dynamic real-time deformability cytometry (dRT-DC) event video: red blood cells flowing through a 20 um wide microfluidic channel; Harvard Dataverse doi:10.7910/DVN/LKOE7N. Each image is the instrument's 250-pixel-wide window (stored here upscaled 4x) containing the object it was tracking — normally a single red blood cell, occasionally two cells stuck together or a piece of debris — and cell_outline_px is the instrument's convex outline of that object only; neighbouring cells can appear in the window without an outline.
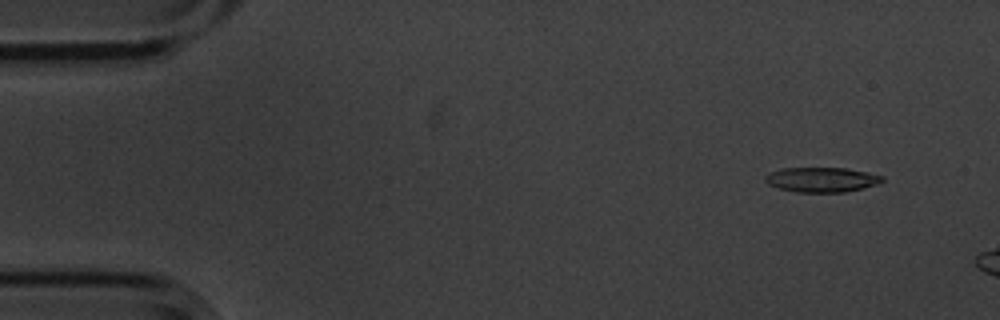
{"species": "common noctule bat (a hibernating species)", "species_latin": "Nyctalus noctula", "temperature_condition": "cold", "stored_images_in_passage": 4, "camera_frame_rate_fps": 3000, "um_per_image_px": 0.085, "animal": {"sex": "male", "body_mass_g": 20.1, "forearm_length_mm": 53.5}, "frame": {"image": 1, "passage_image": 2, "time_ms": 0.333, "image_size_px": [1000, 320], "cell_outline_px": [[884, 180], [876, 184], [844, 192], [796, 192], [780, 188], [768, 184], [764, 180], [764, 176], [772, 172], [784, 168], [844, 168], [884, 176]], "centroid_in_image_um": [69.81, 15.27], "position_along_channel_um": 15.2, "area_um2": 16.59}}